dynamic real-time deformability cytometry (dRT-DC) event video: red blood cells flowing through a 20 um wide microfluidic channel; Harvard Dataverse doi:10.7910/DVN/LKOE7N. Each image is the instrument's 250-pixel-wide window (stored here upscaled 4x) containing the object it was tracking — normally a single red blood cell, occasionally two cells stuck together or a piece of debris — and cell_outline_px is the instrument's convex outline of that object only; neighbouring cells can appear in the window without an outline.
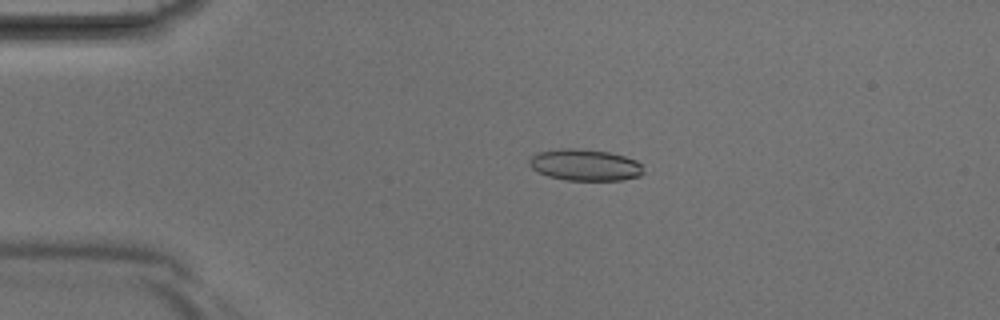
{"species": "Egyptian fruit bat (a non-hibernating species)", "species_latin": "Rousettus aegyptiacus", "temperature_condition": "room temperature", "stored_images_in_passage": 40, "camera_frame_rate_fps": 3000, "um_per_image_px": 0.085, "animal": {"sex": "male"}, "frame": {"image": 1, "passage_image": 8, "time_ms": 2.333, "image_size_px": [1000, 320], "cell_outline_px": [[644, 172], [640, 176], [620, 180], [564, 180], [548, 176], [532, 168], [528, 164], [528, 160], [532, 156], [540, 152], [560, 148], [576, 148], [608, 152], [624, 156], [636, 160], [640, 164]], "centroid_in_image_um": [49.72, 14.02], "position_along_channel_um": 35.3, "area_um2": 20.87}}
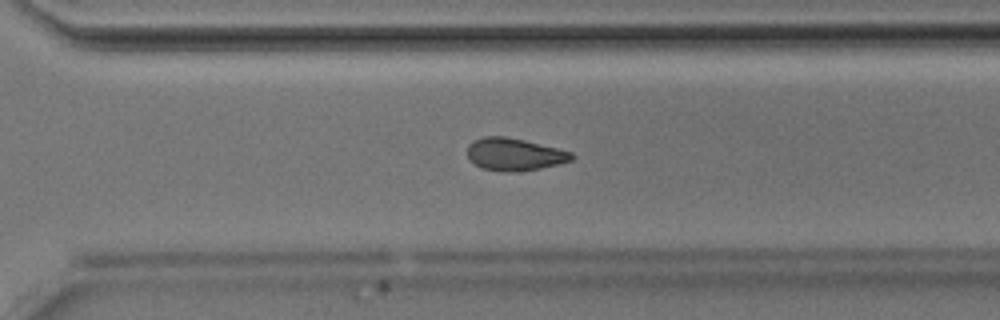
{"frame": {"image": 2, "passage_image": 28, "time_ms": 9.0, "image_size_px": [1000, 320], "cell_outline_px": [[576, 156], [572, 160], [560, 164], [540, 168], [512, 172], [504, 172], [480, 168], [468, 160], [468, 144], [472, 140], [484, 136], [504, 136], [524, 140], [572, 152]], "centroid_in_image_um": [43.69, 13.12], "position_along_channel_um": 326.9, "area_um2": 19.88}}
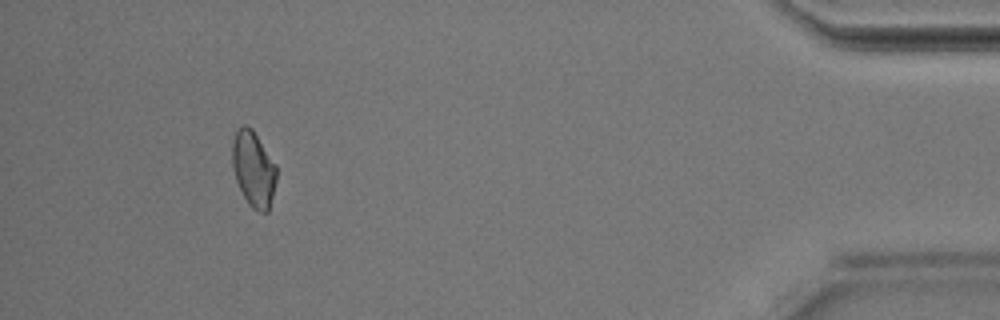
{"frame": {"image": 3, "passage_image": 37, "time_ms": 12.0, "image_size_px": [1000, 320], "cell_outline_px": [[276, 180], [268, 212], [260, 212], [252, 208], [248, 204], [236, 180], [232, 164], [232, 140], [236, 128], [244, 124], [252, 128], [276, 164]], "centroid_in_image_um": [21.53, 14.32], "position_along_channel_um": 413.7, "area_um2": 19.54}}